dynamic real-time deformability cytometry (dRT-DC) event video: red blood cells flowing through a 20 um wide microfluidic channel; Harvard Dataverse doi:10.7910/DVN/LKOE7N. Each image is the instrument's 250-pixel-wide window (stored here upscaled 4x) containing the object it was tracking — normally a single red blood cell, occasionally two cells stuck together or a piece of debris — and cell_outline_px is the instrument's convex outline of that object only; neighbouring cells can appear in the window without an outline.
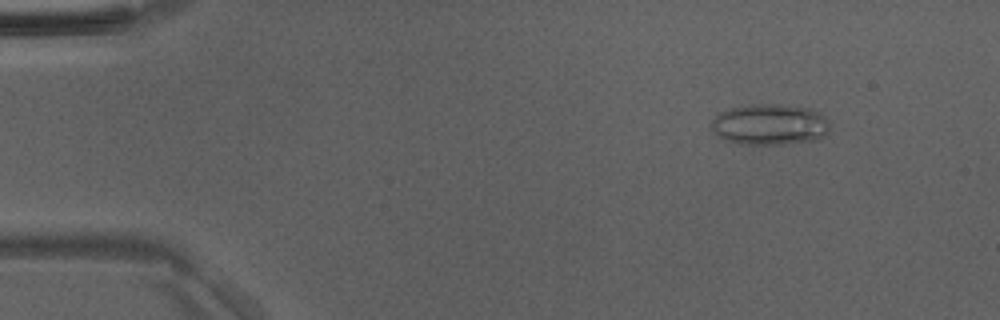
{"species": "Egyptian fruit bat (a non-hibernating species)", "species_latin": "Rousettus aegyptiacus", "temperature_condition": "room temperature", "stored_images_in_passage": 49, "camera_frame_rate_fps": 3000, "um_per_image_px": 0.085, "animal": {"sex": "male"}, "frame": {"image": 1, "passage_image": 6, "time_ms": 1.667, "image_size_px": [1000, 320], "cell_outline_px": [[828, 132], [824, 136], [816, 140], [784, 144], [736, 144], [724, 140], [712, 128], [712, 120], [720, 112], [732, 108], [756, 104], [780, 104], [812, 108], [820, 112], [828, 120]], "centroid_in_image_um": [65.47, 10.58], "position_along_channel_um": 19.5, "area_um2": 28.32}}
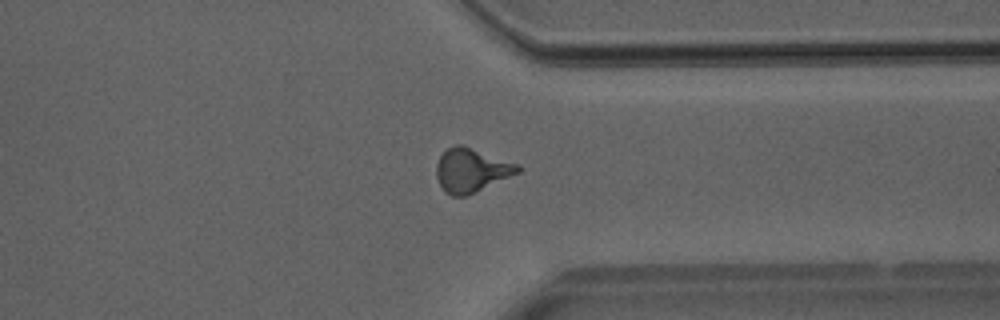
{"frame": {"image": 2, "passage_image": 38, "time_ms": 12.333, "image_size_px": [1000, 320], "cell_outline_px": [[520, 172], [464, 196], [452, 196], [444, 192], [436, 176], [436, 164], [440, 156], [448, 148], [456, 144], [464, 144], [520, 164]], "centroid_in_image_um": [40.06, 14.43], "position_along_channel_um": 371.3, "area_um2": 20.81}}
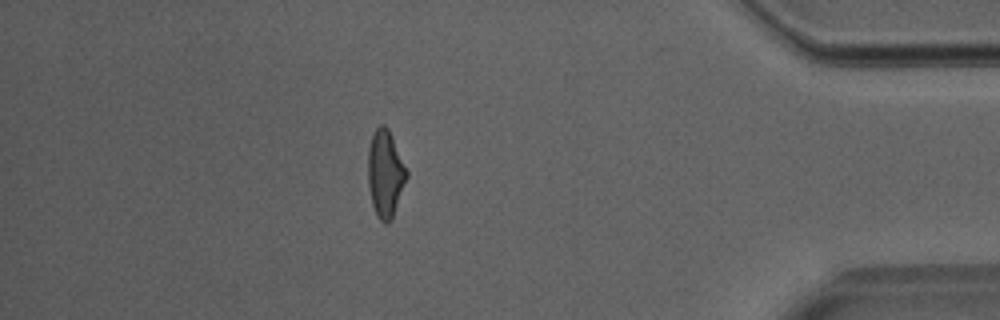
{"frame": {"image": 3, "passage_image": 43, "time_ms": 14.0, "image_size_px": [1000, 320], "cell_outline_px": [[408, 176], [392, 216], [388, 224], [384, 224], [376, 216], [372, 204], [368, 184], [368, 148], [372, 136], [376, 128], [380, 124], [384, 124], [388, 128], [408, 172]], "centroid_in_image_um": [32.73, 14.76], "position_along_channel_um": 402.5, "area_um2": 19.42}}